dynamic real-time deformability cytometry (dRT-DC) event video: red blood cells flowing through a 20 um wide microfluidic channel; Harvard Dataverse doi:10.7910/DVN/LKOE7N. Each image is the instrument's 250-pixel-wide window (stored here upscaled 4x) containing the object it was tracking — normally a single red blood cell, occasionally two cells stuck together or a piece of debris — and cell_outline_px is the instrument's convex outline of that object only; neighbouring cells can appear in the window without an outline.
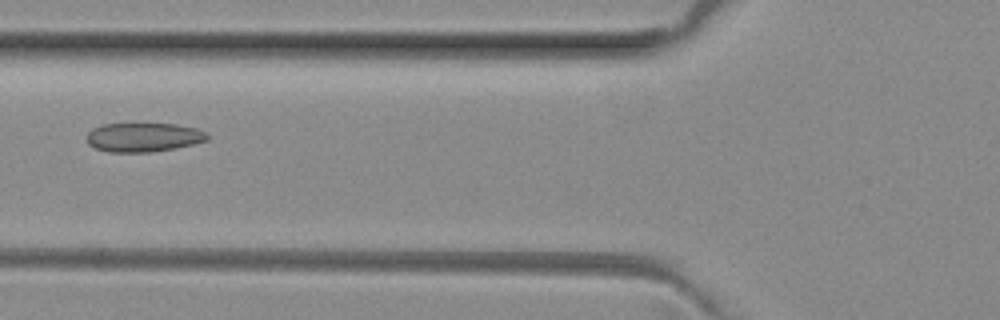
{"species": "common noctule bat (a hibernating species)", "species_latin": "Nyctalus noctula", "temperature_condition": "room temperature", "stored_images_in_passage": 33, "camera_frame_rate_fps": 3000, "um_per_image_px": 0.085, "animal": {"sex": "female", "body_mass_g": 29.2, "forearm_length_mm": 56.3}, "frame": {"image": 1, "passage_image": 4, "time_ms": 1.0, "image_size_px": [1000, 320], "cell_outline_px": [[208, 140], [176, 148], [152, 152], [108, 152], [96, 148], [88, 144], [88, 132], [92, 128], [104, 124], [176, 124], [196, 128], [204, 132], [208, 136]], "centroid_in_image_um": [12.19, 11.67], "position_along_channel_um": 113.6, "area_um2": 20.29}}
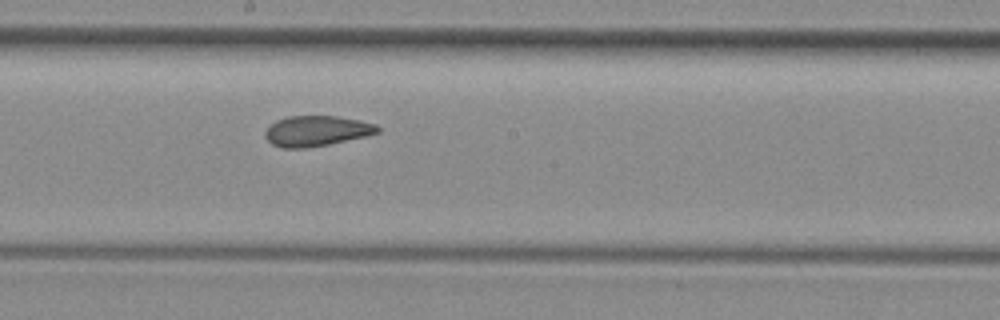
{"frame": {"image": 2, "passage_image": 12, "time_ms": 3.667, "image_size_px": [1000, 320], "cell_outline_px": [[380, 132], [368, 136], [308, 148], [284, 148], [272, 144], [264, 136], [264, 132], [276, 120], [288, 116], [336, 116], [360, 120], [376, 124], [380, 128]], "centroid_in_image_um": [26.93, 11.13], "position_along_channel_um": 221.3, "area_um2": 20.0}}
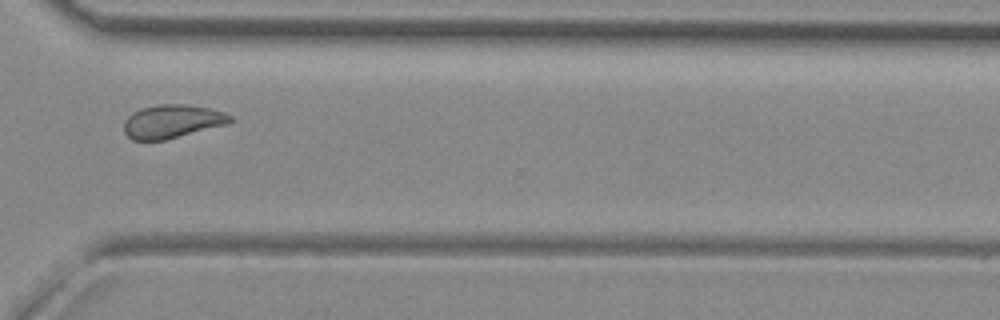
{"frame": {"image": 3, "passage_image": 22, "time_ms": 7.0, "image_size_px": [1000, 320], "cell_outline_px": [[232, 120], [228, 124], [164, 140], [132, 140], [124, 132], [124, 120], [132, 112], [144, 108], [160, 104], [184, 104], [208, 108], [224, 112], [232, 116]], "centroid_in_image_um": [14.63, 10.32], "position_along_channel_um": 356.0, "area_um2": 20.58}}